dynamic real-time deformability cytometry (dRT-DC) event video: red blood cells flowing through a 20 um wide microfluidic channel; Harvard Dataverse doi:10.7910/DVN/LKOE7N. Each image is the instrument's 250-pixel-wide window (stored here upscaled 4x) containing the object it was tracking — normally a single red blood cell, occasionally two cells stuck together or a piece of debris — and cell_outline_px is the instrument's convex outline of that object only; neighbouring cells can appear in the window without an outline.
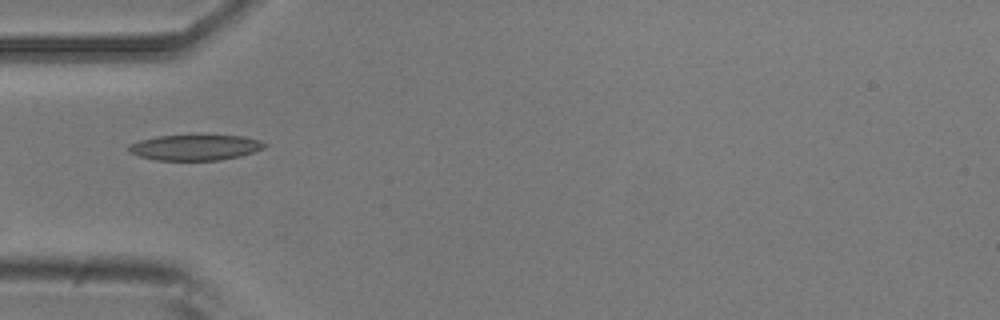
{"species": "common noctule bat (a hibernating species)", "species_latin": "Nyctalus noctula", "temperature_condition": "room temperature", "stored_images_in_passage": 27, "camera_frame_rate_fps": 3000, "um_per_image_px": 0.085, "animal": {"sex": "male", "body_mass_g": 20.5, "forearm_length_mm": 52.5}, "frame": {"image": 1, "passage_image": 1, "time_ms": 0.0, "image_size_px": [1000, 320], "cell_outline_px": [[268, 144], [264, 148], [240, 156], [220, 160], [156, 160], [140, 156], [128, 152], [128, 144], [140, 140], [156, 136], [196, 132], [200, 132], [244, 136], [260, 140]], "centroid_in_image_um": [16.6, 12.47], "position_along_channel_um": 68.4, "area_um2": 21.44}}
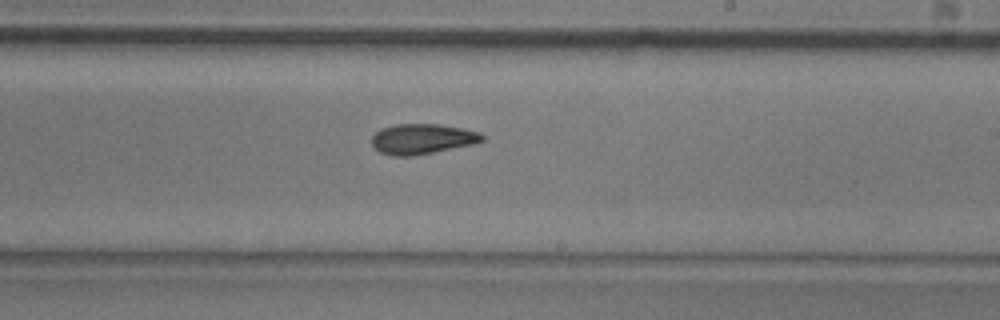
{"frame": {"image": 2, "passage_image": 15, "time_ms": 4.667, "image_size_px": [1000, 320], "cell_outline_px": [[484, 140], [476, 144], [412, 156], [392, 156], [380, 152], [372, 148], [372, 136], [380, 128], [396, 124], [440, 124], [464, 128], [480, 132], [484, 136]], "centroid_in_image_um": [35.9, 11.81], "position_along_channel_um": 253.1, "area_um2": 19.77}}
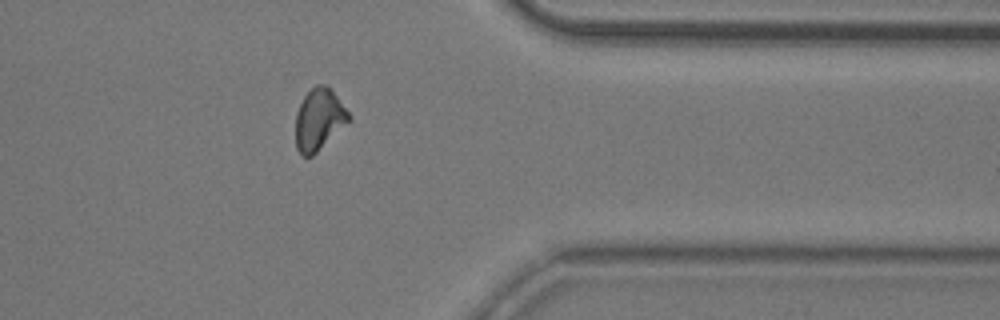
{"frame": {"image": 3, "passage_image": 26, "time_ms": 8.333, "image_size_px": [1000, 320], "cell_outline_px": [[352, 120], [312, 156], [300, 156], [296, 148], [296, 112], [304, 96], [316, 84], [324, 84], [336, 96], [352, 116]], "centroid_in_image_um": [27.12, 10.18], "position_along_channel_um": 384.3, "area_um2": 19.07}}